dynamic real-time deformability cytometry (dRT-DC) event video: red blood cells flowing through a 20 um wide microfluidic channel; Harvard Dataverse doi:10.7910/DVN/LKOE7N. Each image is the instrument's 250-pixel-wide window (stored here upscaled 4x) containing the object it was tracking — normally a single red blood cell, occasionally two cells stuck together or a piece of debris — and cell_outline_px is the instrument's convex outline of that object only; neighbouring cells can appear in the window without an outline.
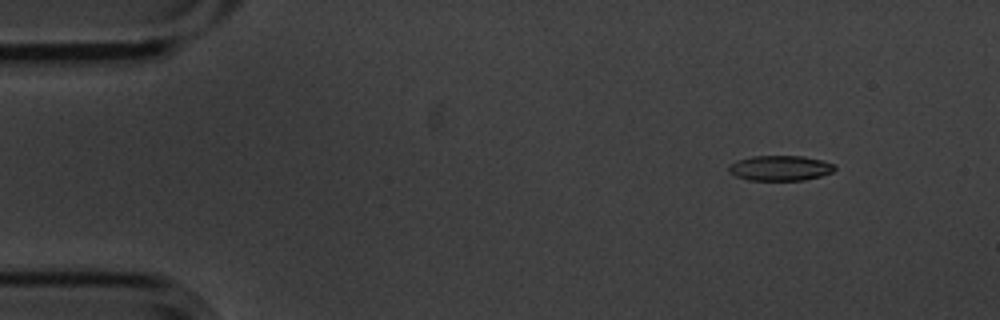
{"species": "common noctule bat (a hibernating species)", "species_latin": "Nyctalus noctula", "temperature_condition": "cold", "stored_images_in_passage": 5, "camera_frame_rate_fps": 3000, "um_per_image_px": 0.085, "animal": {"sex": "male", "body_mass_g": 20.1, "forearm_length_mm": 53.5}, "frame": {"image": 1, "passage_image": 2, "time_ms": 0.333, "image_size_px": [1000, 320], "cell_outline_px": [[836, 168], [832, 172], [820, 176], [804, 180], [748, 180], [736, 176], [728, 172], [728, 168], [736, 160], [752, 156], [804, 156], [824, 160], [836, 164]], "centroid_in_image_um": [66.34, 14.28], "position_along_channel_um": 18.7, "area_um2": 15.66}}
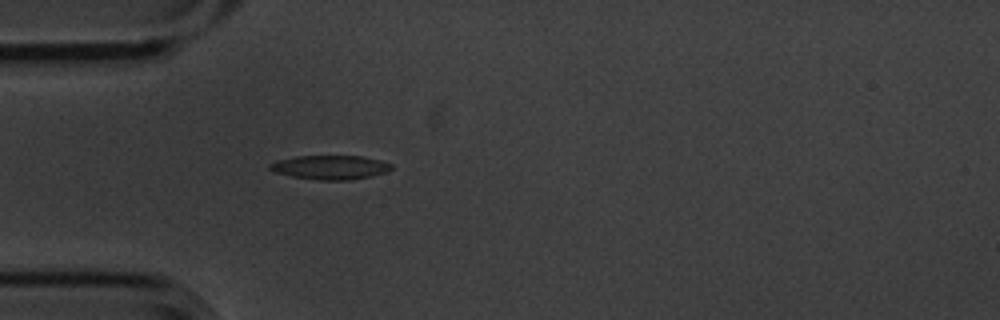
{"frame": {"image": 2, "passage_image": 5, "time_ms": 1.333, "image_size_px": [1000, 320], "cell_outline_px": [[392, 168], [388, 172], [372, 176], [348, 180], [320, 180], [292, 176], [276, 172], [268, 168], [268, 164], [276, 160], [296, 156], [360, 156], [380, 160], [392, 164]], "centroid_in_image_um": [28.08, 14.22], "position_along_channel_um": 56.9, "area_um2": 17.05}}